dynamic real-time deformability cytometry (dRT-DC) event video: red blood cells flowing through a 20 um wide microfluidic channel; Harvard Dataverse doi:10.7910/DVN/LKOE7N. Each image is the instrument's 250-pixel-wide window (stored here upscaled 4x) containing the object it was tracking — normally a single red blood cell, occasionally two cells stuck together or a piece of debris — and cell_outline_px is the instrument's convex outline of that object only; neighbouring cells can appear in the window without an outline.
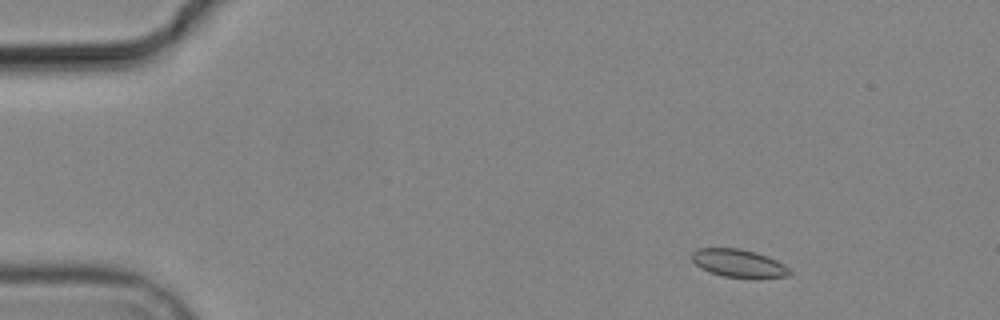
{"species": "common noctule bat (a hibernating species)", "species_latin": "Nyctalus noctula", "temperature_condition": "cold", "stored_images_in_passage": 4, "camera_frame_rate_fps": 3000, "um_per_image_px": 0.085, "animal": {"sex": "male", "body_mass_g": 19.2, "forearm_length_mm": 51.8}, "frame": {"image": 1, "passage_image": 2, "time_ms": 1.333, "image_size_px": [1000, 320], "cell_outline_px": [[792, 272], [788, 276], [724, 276], [700, 268], [692, 260], [692, 252], [696, 248], [740, 248], [756, 252], [768, 256], [784, 264]], "centroid_in_image_um": [62.75, 22.33], "position_along_channel_um": 22.3, "area_um2": 15.43}}